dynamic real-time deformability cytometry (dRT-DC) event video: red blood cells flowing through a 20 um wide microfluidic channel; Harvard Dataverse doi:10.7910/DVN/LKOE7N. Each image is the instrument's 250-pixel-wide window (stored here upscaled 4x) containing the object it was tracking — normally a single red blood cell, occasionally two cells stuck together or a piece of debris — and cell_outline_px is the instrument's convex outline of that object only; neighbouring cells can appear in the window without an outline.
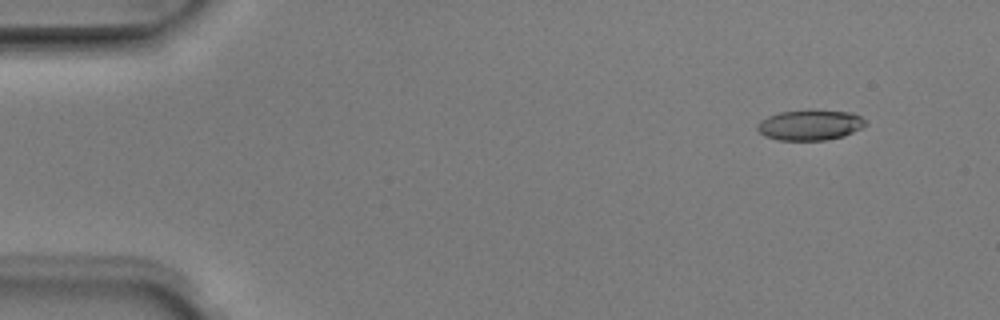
{"species": "Egyptian fruit bat (a non-hibernating species)", "species_latin": "Rousettus aegyptiacus", "temperature_condition": "room temperature", "stored_images_in_passage": 5, "camera_frame_rate_fps": 3000, "um_per_image_px": 0.085, "animal": {"sex": "male"}, "frame": {"image": 1, "passage_image": 2, "time_ms": 0.333, "image_size_px": [1000, 320], "cell_outline_px": [[864, 124], [860, 128], [844, 136], [824, 140], [780, 140], [764, 136], [756, 128], [756, 124], [760, 120], [768, 116], [780, 112], [852, 112], [860, 116], [864, 120]], "centroid_in_image_um": [68.79, 10.66], "position_along_channel_um": 16.2, "area_um2": 18.44}}
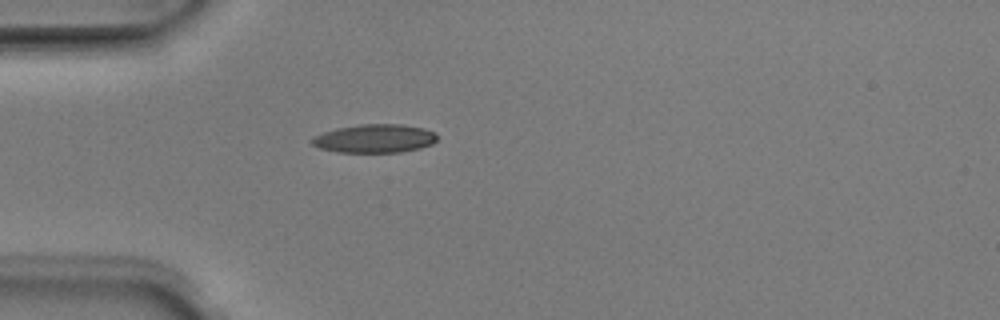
{"frame": {"image": 2, "passage_image": 5, "time_ms": 1.333, "image_size_px": [1000, 320], "cell_outline_px": [[436, 140], [432, 144], [420, 148], [400, 152], [336, 152], [320, 148], [312, 144], [308, 140], [312, 136], [336, 128], [360, 124], [400, 124], [424, 128], [436, 132]], "centroid_in_image_um": [31.82, 11.77], "position_along_channel_um": 53.2, "area_um2": 20.92}}